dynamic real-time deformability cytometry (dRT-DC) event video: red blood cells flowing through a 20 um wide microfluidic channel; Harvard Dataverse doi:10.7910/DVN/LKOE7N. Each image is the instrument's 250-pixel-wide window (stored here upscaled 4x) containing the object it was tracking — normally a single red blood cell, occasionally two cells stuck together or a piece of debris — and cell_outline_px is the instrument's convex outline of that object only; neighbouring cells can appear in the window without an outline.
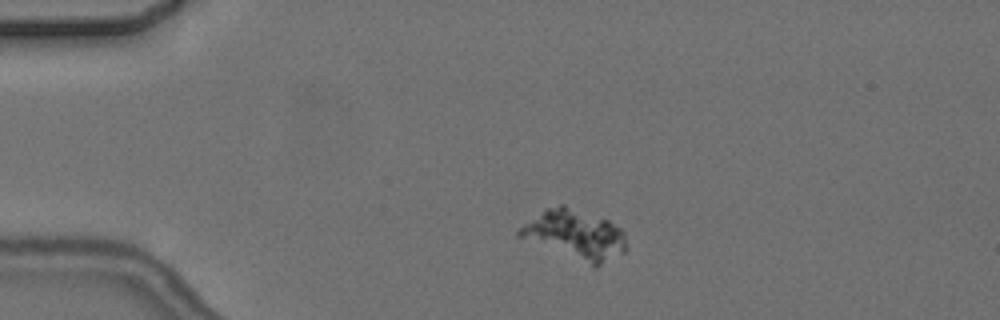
{"species": "common noctule bat (a hibernating species)", "species_latin": "Nyctalus noctula", "temperature_condition": "cold", "stored_images_in_passage": 4, "camera_frame_rate_fps": 3000, "um_per_image_px": 0.085, "animal": {"sex": "female", "body_mass_g": 24.6, "forearm_length_mm": 56.2}, "frame": {"image": 1, "passage_image": 2, "time_ms": 1.333, "image_size_px": [1000, 320], "cell_outline_px": [[628, 248], [624, 252], [596, 268], [516, 236], [516, 232], [524, 224], [544, 208], [560, 204], [564, 204], [608, 220], [620, 228], [624, 232]], "centroid_in_image_um": [48.89, 19.95], "position_along_channel_um": 36.1, "area_um2": 30.98}}